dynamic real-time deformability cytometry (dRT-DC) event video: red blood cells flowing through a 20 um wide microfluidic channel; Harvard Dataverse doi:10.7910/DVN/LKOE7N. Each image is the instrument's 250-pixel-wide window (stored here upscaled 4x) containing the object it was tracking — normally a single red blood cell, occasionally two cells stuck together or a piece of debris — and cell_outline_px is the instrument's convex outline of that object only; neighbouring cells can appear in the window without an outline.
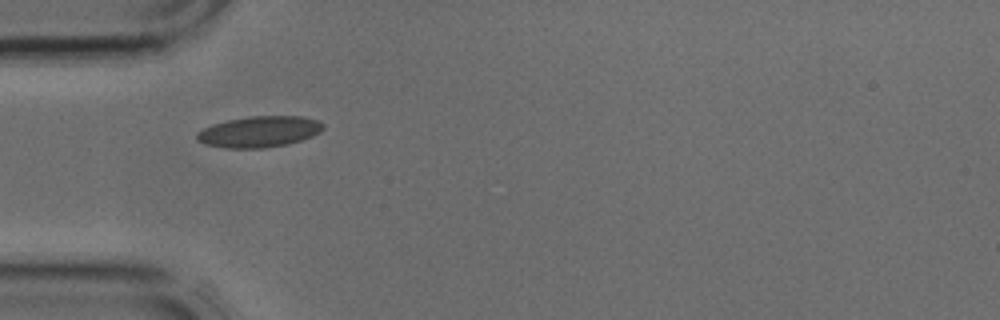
{"species": "common noctule bat (a hibernating species)", "species_latin": "Nyctalus noctula", "temperature_condition": "cold", "stored_images_in_passage": 4, "camera_frame_rate_fps": 3000, "um_per_image_px": 0.085, "animal": {"sex": "male", "body_mass_g": 17.9, "forearm_length_mm": 54.2}, "frame": {"image": 1, "passage_image": 3, "time_ms": 0.667, "image_size_px": [1000, 320], "cell_outline_px": [[324, 128], [320, 132], [312, 136], [288, 144], [264, 148], [224, 148], [204, 144], [196, 140], [196, 132], [212, 124], [228, 120], [248, 116], [300, 116], [316, 120], [324, 124]], "centroid_in_image_um": [22.0, 11.2], "position_along_channel_um": 63.0, "area_um2": 22.95}}